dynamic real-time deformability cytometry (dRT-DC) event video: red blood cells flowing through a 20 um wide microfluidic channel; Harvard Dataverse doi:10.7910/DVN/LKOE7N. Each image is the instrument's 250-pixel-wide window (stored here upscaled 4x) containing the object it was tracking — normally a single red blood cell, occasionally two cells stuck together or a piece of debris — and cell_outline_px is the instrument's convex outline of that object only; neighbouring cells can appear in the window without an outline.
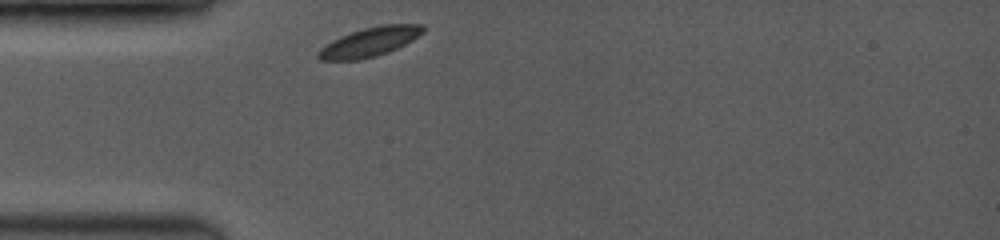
{"species": "common noctule bat (a hibernating species)", "species_latin": "Nyctalus noctula", "temperature_condition": "room temperature", "stored_images_in_passage": 34, "camera_frame_rate_fps": 3500, "um_per_image_px": 0.085, "animal": {"sex": "female", "body_mass_g": 19.0, "forearm_length_mm": 53.3}, "frame": {"image": 1, "passage_image": 1, "time_ms": 0.0, "image_size_px": [1000, 240], "cell_outline_px": [[424, 32], [412, 40], [388, 52], [376, 56], [360, 60], [320, 60], [316, 56], [316, 52], [320, 48], [332, 40], [340, 36], [364, 28], [380, 24], [424, 24]], "centroid_in_image_um": [31.4, 3.56], "position_along_channel_um": 53.6, "area_um2": 17.86}}
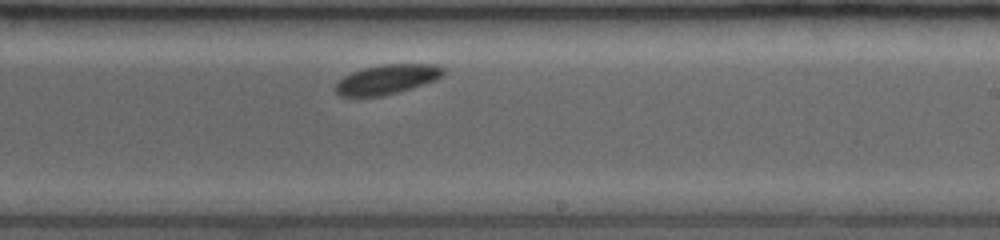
{"frame": {"image": 2, "passage_image": 20, "time_ms": 5.429, "image_size_px": [1000, 240], "cell_outline_px": [[444, 76], [436, 80], [424, 84], [396, 92], [380, 96], [340, 96], [336, 92], [336, 84], [344, 76], [352, 72], [364, 68], [384, 64], [436, 64], [444, 68]], "centroid_in_image_um": [32.93, 6.73], "position_along_channel_um": 256.1, "area_um2": 18.38}}
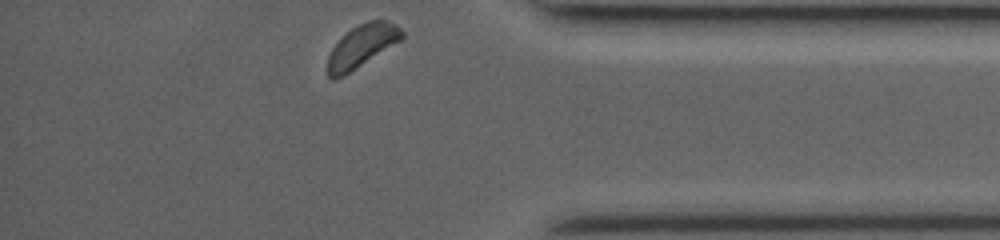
{"frame": {"image": 3, "passage_image": 34, "time_ms": 9.429, "image_size_px": [1000, 240], "cell_outline_px": [[404, 36], [400, 40], [344, 76], [332, 80], [328, 76], [328, 56], [332, 48], [352, 28], [368, 20], [384, 20], [396, 24], [404, 32]], "centroid_in_image_um": [30.76, 3.92], "position_along_channel_um": 404.4, "area_um2": 17.98}, "authors_computed_cell_mechanics": {"area_um2": 18.3804, "velocity_mm_per_s": 3.8806, "shape_relaxation_time_tau1_ms": null, "shape_relaxation_time_tau2_ms": 4.6038, "deformation_change_tau1": null, "deformation_change_tau2": 0.0571}}